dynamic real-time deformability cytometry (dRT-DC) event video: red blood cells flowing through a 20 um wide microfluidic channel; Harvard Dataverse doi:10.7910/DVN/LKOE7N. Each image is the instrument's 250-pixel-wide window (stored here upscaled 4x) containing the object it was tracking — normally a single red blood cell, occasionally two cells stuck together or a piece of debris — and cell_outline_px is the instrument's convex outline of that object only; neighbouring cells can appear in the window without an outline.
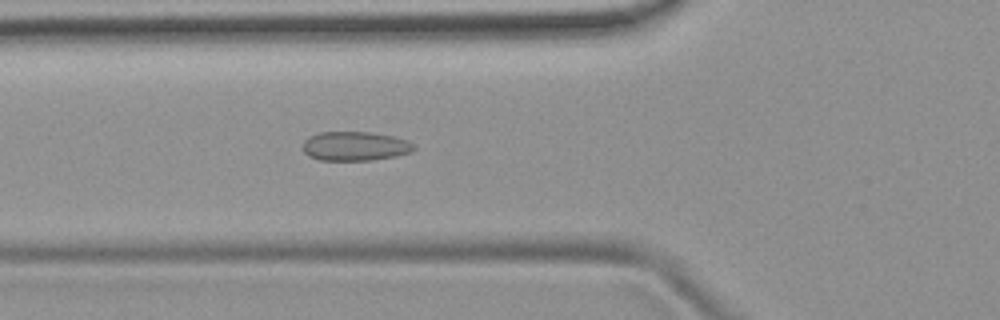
{"species": "common noctule bat (a hibernating species)", "species_latin": "Nyctalus noctula", "temperature_condition": "room temperature", "stored_images_in_passage": 39, "camera_frame_rate_fps": 3000, "um_per_image_px": 0.085, "animal": {"sex": "female", "body_mass_g": 19.9}, "frame": {"image": 1, "passage_image": 6, "time_ms": 1.667, "image_size_px": [1000, 320], "cell_outline_px": [[416, 148], [412, 152], [396, 156], [372, 160], [320, 160], [308, 156], [300, 148], [304, 140], [308, 136], [320, 132], [372, 132], [392, 136], [408, 140], [416, 144]], "centroid_in_image_um": [30.17, 12.42], "position_along_channel_um": 95.6, "area_um2": 19.25}}
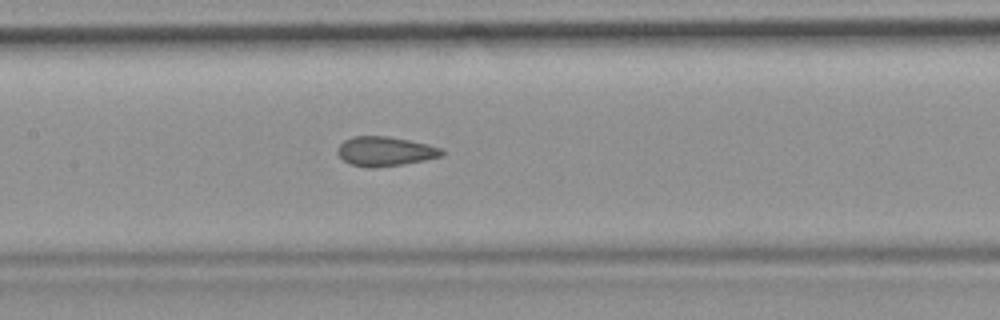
{"frame": {"image": 2, "passage_image": 12, "time_ms": 3.667, "image_size_px": [1000, 320], "cell_outline_px": [[444, 156], [404, 164], [372, 168], [368, 168], [352, 164], [344, 160], [336, 152], [336, 148], [344, 140], [352, 136], [388, 136], [428, 144], [444, 148]], "centroid_in_image_um": [32.75, 12.86], "position_along_channel_um": 174.6, "area_um2": 18.03}}
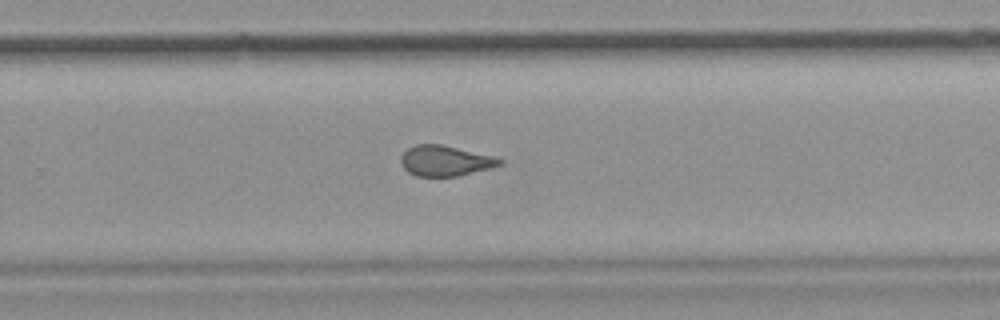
{"frame": {"image": 3, "passage_image": 21, "time_ms": 6.667, "image_size_px": [1000, 320], "cell_outline_px": [[504, 164], [460, 176], [416, 176], [408, 172], [400, 164], [400, 156], [408, 148], [416, 144], [440, 144], [496, 156], [504, 160]], "centroid_in_image_um": [37.86, 13.66], "position_along_channel_um": 291.9, "area_um2": 17.74}, "authors_computed_cell_mechanics": {"area_um2": 18.1492, "velocity_mm_per_s": 3.9349, "shape_relaxation_time_tau1_ms": null, "shape_relaxation_time_tau2_ms": 1.5167, "deformation_change_tau1": null, "deformation_change_tau2": 0.0718}}